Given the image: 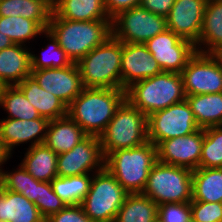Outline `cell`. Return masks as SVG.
<instances>
[{"label": "cell", "instance_id": "obj_6", "mask_svg": "<svg viewBox=\"0 0 222 222\" xmlns=\"http://www.w3.org/2000/svg\"><path fill=\"white\" fill-rule=\"evenodd\" d=\"M104 158L111 152L142 146L147 139V115L127 99L99 136Z\"/></svg>", "mask_w": 222, "mask_h": 222}, {"label": "cell", "instance_id": "obj_1", "mask_svg": "<svg viewBox=\"0 0 222 222\" xmlns=\"http://www.w3.org/2000/svg\"><path fill=\"white\" fill-rule=\"evenodd\" d=\"M125 99V89L84 88L67 107V115L88 136L99 137Z\"/></svg>", "mask_w": 222, "mask_h": 222}, {"label": "cell", "instance_id": "obj_15", "mask_svg": "<svg viewBox=\"0 0 222 222\" xmlns=\"http://www.w3.org/2000/svg\"><path fill=\"white\" fill-rule=\"evenodd\" d=\"M38 85L58 97L67 107L85 88L77 63L63 68L31 70Z\"/></svg>", "mask_w": 222, "mask_h": 222}, {"label": "cell", "instance_id": "obj_29", "mask_svg": "<svg viewBox=\"0 0 222 222\" xmlns=\"http://www.w3.org/2000/svg\"><path fill=\"white\" fill-rule=\"evenodd\" d=\"M158 205L142 193L128 194L114 222H155Z\"/></svg>", "mask_w": 222, "mask_h": 222}, {"label": "cell", "instance_id": "obj_26", "mask_svg": "<svg viewBox=\"0 0 222 222\" xmlns=\"http://www.w3.org/2000/svg\"><path fill=\"white\" fill-rule=\"evenodd\" d=\"M192 201L222 203V168L192 171Z\"/></svg>", "mask_w": 222, "mask_h": 222}, {"label": "cell", "instance_id": "obj_42", "mask_svg": "<svg viewBox=\"0 0 222 222\" xmlns=\"http://www.w3.org/2000/svg\"><path fill=\"white\" fill-rule=\"evenodd\" d=\"M14 43L12 40L2 32H0V50L12 46Z\"/></svg>", "mask_w": 222, "mask_h": 222}, {"label": "cell", "instance_id": "obj_35", "mask_svg": "<svg viewBox=\"0 0 222 222\" xmlns=\"http://www.w3.org/2000/svg\"><path fill=\"white\" fill-rule=\"evenodd\" d=\"M46 38L50 40V46L47 45L46 49H49L42 57L35 56L31 53V70H39L45 68H63L72 64L71 60L65 54V51L59 46L58 40L48 30L44 31ZM52 41V42H51ZM46 51V50H45ZM52 52V53H50ZM51 54V55H50ZM52 56V57H51Z\"/></svg>", "mask_w": 222, "mask_h": 222}, {"label": "cell", "instance_id": "obj_12", "mask_svg": "<svg viewBox=\"0 0 222 222\" xmlns=\"http://www.w3.org/2000/svg\"><path fill=\"white\" fill-rule=\"evenodd\" d=\"M162 71L181 73L196 53L195 45L169 29L144 43Z\"/></svg>", "mask_w": 222, "mask_h": 222}, {"label": "cell", "instance_id": "obj_13", "mask_svg": "<svg viewBox=\"0 0 222 222\" xmlns=\"http://www.w3.org/2000/svg\"><path fill=\"white\" fill-rule=\"evenodd\" d=\"M104 156L99 137L87 136L70 151L57 157L59 177L88 174L93 169L98 172L104 168Z\"/></svg>", "mask_w": 222, "mask_h": 222}, {"label": "cell", "instance_id": "obj_34", "mask_svg": "<svg viewBox=\"0 0 222 222\" xmlns=\"http://www.w3.org/2000/svg\"><path fill=\"white\" fill-rule=\"evenodd\" d=\"M200 167L222 168V126L204 129Z\"/></svg>", "mask_w": 222, "mask_h": 222}, {"label": "cell", "instance_id": "obj_9", "mask_svg": "<svg viewBox=\"0 0 222 222\" xmlns=\"http://www.w3.org/2000/svg\"><path fill=\"white\" fill-rule=\"evenodd\" d=\"M112 36L122 43H146L167 29L166 17L142 6L118 13L111 19Z\"/></svg>", "mask_w": 222, "mask_h": 222}, {"label": "cell", "instance_id": "obj_30", "mask_svg": "<svg viewBox=\"0 0 222 222\" xmlns=\"http://www.w3.org/2000/svg\"><path fill=\"white\" fill-rule=\"evenodd\" d=\"M59 177L51 181L53 191L66 205H80L90 190L93 175Z\"/></svg>", "mask_w": 222, "mask_h": 222}, {"label": "cell", "instance_id": "obj_27", "mask_svg": "<svg viewBox=\"0 0 222 222\" xmlns=\"http://www.w3.org/2000/svg\"><path fill=\"white\" fill-rule=\"evenodd\" d=\"M199 128L222 126V92L186 96Z\"/></svg>", "mask_w": 222, "mask_h": 222}, {"label": "cell", "instance_id": "obj_19", "mask_svg": "<svg viewBox=\"0 0 222 222\" xmlns=\"http://www.w3.org/2000/svg\"><path fill=\"white\" fill-rule=\"evenodd\" d=\"M26 45L13 44L0 50V83L14 86L31 75V52Z\"/></svg>", "mask_w": 222, "mask_h": 222}, {"label": "cell", "instance_id": "obj_10", "mask_svg": "<svg viewBox=\"0 0 222 222\" xmlns=\"http://www.w3.org/2000/svg\"><path fill=\"white\" fill-rule=\"evenodd\" d=\"M200 129L187 100L147 116V139L157 146L161 141L186 136Z\"/></svg>", "mask_w": 222, "mask_h": 222}, {"label": "cell", "instance_id": "obj_25", "mask_svg": "<svg viewBox=\"0 0 222 222\" xmlns=\"http://www.w3.org/2000/svg\"><path fill=\"white\" fill-rule=\"evenodd\" d=\"M51 16L74 21L110 19L105 0H58Z\"/></svg>", "mask_w": 222, "mask_h": 222}, {"label": "cell", "instance_id": "obj_16", "mask_svg": "<svg viewBox=\"0 0 222 222\" xmlns=\"http://www.w3.org/2000/svg\"><path fill=\"white\" fill-rule=\"evenodd\" d=\"M208 0H175L166 17L167 29L183 39L198 42Z\"/></svg>", "mask_w": 222, "mask_h": 222}, {"label": "cell", "instance_id": "obj_18", "mask_svg": "<svg viewBox=\"0 0 222 222\" xmlns=\"http://www.w3.org/2000/svg\"><path fill=\"white\" fill-rule=\"evenodd\" d=\"M49 120L40 117L32 120L6 118L0 121V140L6 151L11 152L15 145L31 141L29 147L44 144Z\"/></svg>", "mask_w": 222, "mask_h": 222}, {"label": "cell", "instance_id": "obj_40", "mask_svg": "<svg viewBox=\"0 0 222 222\" xmlns=\"http://www.w3.org/2000/svg\"><path fill=\"white\" fill-rule=\"evenodd\" d=\"M175 0H141L140 6L154 14L167 17Z\"/></svg>", "mask_w": 222, "mask_h": 222}, {"label": "cell", "instance_id": "obj_5", "mask_svg": "<svg viewBox=\"0 0 222 222\" xmlns=\"http://www.w3.org/2000/svg\"><path fill=\"white\" fill-rule=\"evenodd\" d=\"M122 42L110 36L78 63L85 88L124 89L121 77Z\"/></svg>", "mask_w": 222, "mask_h": 222}, {"label": "cell", "instance_id": "obj_36", "mask_svg": "<svg viewBox=\"0 0 222 222\" xmlns=\"http://www.w3.org/2000/svg\"><path fill=\"white\" fill-rule=\"evenodd\" d=\"M34 204L38 207L41 216L45 220L52 214L58 213L66 206V204L53 191L51 182L43 181L39 183V193Z\"/></svg>", "mask_w": 222, "mask_h": 222}, {"label": "cell", "instance_id": "obj_3", "mask_svg": "<svg viewBox=\"0 0 222 222\" xmlns=\"http://www.w3.org/2000/svg\"><path fill=\"white\" fill-rule=\"evenodd\" d=\"M126 99L149 116L186 100L182 76L180 73L162 71L134 82L126 89Z\"/></svg>", "mask_w": 222, "mask_h": 222}, {"label": "cell", "instance_id": "obj_39", "mask_svg": "<svg viewBox=\"0 0 222 222\" xmlns=\"http://www.w3.org/2000/svg\"><path fill=\"white\" fill-rule=\"evenodd\" d=\"M45 222H94L84 212L81 205H66L58 213L49 216Z\"/></svg>", "mask_w": 222, "mask_h": 222}, {"label": "cell", "instance_id": "obj_33", "mask_svg": "<svg viewBox=\"0 0 222 222\" xmlns=\"http://www.w3.org/2000/svg\"><path fill=\"white\" fill-rule=\"evenodd\" d=\"M20 164L15 172H4L0 170V185L12 192L20 193L31 202L35 203L39 193V183Z\"/></svg>", "mask_w": 222, "mask_h": 222}, {"label": "cell", "instance_id": "obj_21", "mask_svg": "<svg viewBox=\"0 0 222 222\" xmlns=\"http://www.w3.org/2000/svg\"><path fill=\"white\" fill-rule=\"evenodd\" d=\"M88 135L68 115L49 121L44 144L55 153L70 151Z\"/></svg>", "mask_w": 222, "mask_h": 222}, {"label": "cell", "instance_id": "obj_45", "mask_svg": "<svg viewBox=\"0 0 222 222\" xmlns=\"http://www.w3.org/2000/svg\"><path fill=\"white\" fill-rule=\"evenodd\" d=\"M214 55L219 59L220 63L222 64V48H220Z\"/></svg>", "mask_w": 222, "mask_h": 222}, {"label": "cell", "instance_id": "obj_4", "mask_svg": "<svg viewBox=\"0 0 222 222\" xmlns=\"http://www.w3.org/2000/svg\"><path fill=\"white\" fill-rule=\"evenodd\" d=\"M157 161V146L146 142L142 146L109 153L104 167L129 193H142L151 168Z\"/></svg>", "mask_w": 222, "mask_h": 222}, {"label": "cell", "instance_id": "obj_2", "mask_svg": "<svg viewBox=\"0 0 222 222\" xmlns=\"http://www.w3.org/2000/svg\"><path fill=\"white\" fill-rule=\"evenodd\" d=\"M47 30L58 40L72 63H78L112 36L111 19L74 21L51 16Z\"/></svg>", "mask_w": 222, "mask_h": 222}, {"label": "cell", "instance_id": "obj_7", "mask_svg": "<svg viewBox=\"0 0 222 222\" xmlns=\"http://www.w3.org/2000/svg\"><path fill=\"white\" fill-rule=\"evenodd\" d=\"M158 206L192 201V170L156 161L142 192Z\"/></svg>", "mask_w": 222, "mask_h": 222}, {"label": "cell", "instance_id": "obj_31", "mask_svg": "<svg viewBox=\"0 0 222 222\" xmlns=\"http://www.w3.org/2000/svg\"><path fill=\"white\" fill-rule=\"evenodd\" d=\"M0 106H3V109L7 111L8 118L32 120L41 117L35 107L29 103L15 85L2 87Z\"/></svg>", "mask_w": 222, "mask_h": 222}, {"label": "cell", "instance_id": "obj_38", "mask_svg": "<svg viewBox=\"0 0 222 222\" xmlns=\"http://www.w3.org/2000/svg\"><path fill=\"white\" fill-rule=\"evenodd\" d=\"M159 222H191L190 203H170L158 206Z\"/></svg>", "mask_w": 222, "mask_h": 222}, {"label": "cell", "instance_id": "obj_20", "mask_svg": "<svg viewBox=\"0 0 222 222\" xmlns=\"http://www.w3.org/2000/svg\"><path fill=\"white\" fill-rule=\"evenodd\" d=\"M15 86L35 107L41 117L50 121L67 116V106L54 94L40 87L32 75L27 76Z\"/></svg>", "mask_w": 222, "mask_h": 222}, {"label": "cell", "instance_id": "obj_37", "mask_svg": "<svg viewBox=\"0 0 222 222\" xmlns=\"http://www.w3.org/2000/svg\"><path fill=\"white\" fill-rule=\"evenodd\" d=\"M192 222H222V203L191 201Z\"/></svg>", "mask_w": 222, "mask_h": 222}, {"label": "cell", "instance_id": "obj_43", "mask_svg": "<svg viewBox=\"0 0 222 222\" xmlns=\"http://www.w3.org/2000/svg\"><path fill=\"white\" fill-rule=\"evenodd\" d=\"M10 157V154L6 151L2 144V141L0 140V170L2 169V164H4Z\"/></svg>", "mask_w": 222, "mask_h": 222}, {"label": "cell", "instance_id": "obj_17", "mask_svg": "<svg viewBox=\"0 0 222 222\" xmlns=\"http://www.w3.org/2000/svg\"><path fill=\"white\" fill-rule=\"evenodd\" d=\"M162 72L158 62L142 43H122L121 77L126 90L134 82Z\"/></svg>", "mask_w": 222, "mask_h": 222}, {"label": "cell", "instance_id": "obj_22", "mask_svg": "<svg viewBox=\"0 0 222 222\" xmlns=\"http://www.w3.org/2000/svg\"><path fill=\"white\" fill-rule=\"evenodd\" d=\"M0 220L7 222H45L38 207L20 193L0 185Z\"/></svg>", "mask_w": 222, "mask_h": 222}, {"label": "cell", "instance_id": "obj_32", "mask_svg": "<svg viewBox=\"0 0 222 222\" xmlns=\"http://www.w3.org/2000/svg\"><path fill=\"white\" fill-rule=\"evenodd\" d=\"M44 29L34 20L22 16H0V32L7 35L14 44L25 45L26 41L44 33Z\"/></svg>", "mask_w": 222, "mask_h": 222}, {"label": "cell", "instance_id": "obj_41", "mask_svg": "<svg viewBox=\"0 0 222 222\" xmlns=\"http://www.w3.org/2000/svg\"><path fill=\"white\" fill-rule=\"evenodd\" d=\"M141 0H105V9L110 19L118 13L140 6Z\"/></svg>", "mask_w": 222, "mask_h": 222}, {"label": "cell", "instance_id": "obj_28", "mask_svg": "<svg viewBox=\"0 0 222 222\" xmlns=\"http://www.w3.org/2000/svg\"><path fill=\"white\" fill-rule=\"evenodd\" d=\"M53 10L41 0H0V16H22L48 29Z\"/></svg>", "mask_w": 222, "mask_h": 222}, {"label": "cell", "instance_id": "obj_24", "mask_svg": "<svg viewBox=\"0 0 222 222\" xmlns=\"http://www.w3.org/2000/svg\"><path fill=\"white\" fill-rule=\"evenodd\" d=\"M57 157L58 154L51 148L45 144H39L28 148L20 164L36 180L51 182L58 176Z\"/></svg>", "mask_w": 222, "mask_h": 222}, {"label": "cell", "instance_id": "obj_23", "mask_svg": "<svg viewBox=\"0 0 222 222\" xmlns=\"http://www.w3.org/2000/svg\"><path fill=\"white\" fill-rule=\"evenodd\" d=\"M202 44L206 46V50L201 47ZM195 48L197 52L206 54H214L222 48V0L207 1L199 40Z\"/></svg>", "mask_w": 222, "mask_h": 222}, {"label": "cell", "instance_id": "obj_8", "mask_svg": "<svg viewBox=\"0 0 222 222\" xmlns=\"http://www.w3.org/2000/svg\"><path fill=\"white\" fill-rule=\"evenodd\" d=\"M128 194L104 167L93 175L90 190L80 205L92 221L114 222Z\"/></svg>", "mask_w": 222, "mask_h": 222}, {"label": "cell", "instance_id": "obj_44", "mask_svg": "<svg viewBox=\"0 0 222 222\" xmlns=\"http://www.w3.org/2000/svg\"><path fill=\"white\" fill-rule=\"evenodd\" d=\"M47 4L52 10L55 8L58 0H41Z\"/></svg>", "mask_w": 222, "mask_h": 222}, {"label": "cell", "instance_id": "obj_11", "mask_svg": "<svg viewBox=\"0 0 222 222\" xmlns=\"http://www.w3.org/2000/svg\"><path fill=\"white\" fill-rule=\"evenodd\" d=\"M180 74L186 96L222 92V64L214 54L196 51Z\"/></svg>", "mask_w": 222, "mask_h": 222}, {"label": "cell", "instance_id": "obj_14", "mask_svg": "<svg viewBox=\"0 0 222 222\" xmlns=\"http://www.w3.org/2000/svg\"><path fill=\"white\" fill-rule=\"evenodd\" d=\"M204 129L161 141L157 145V160L170 165L185 167L190 170L200 168Z\"/></svg>", "mask_w": 222, "mask_h": 222}]
</instances>
